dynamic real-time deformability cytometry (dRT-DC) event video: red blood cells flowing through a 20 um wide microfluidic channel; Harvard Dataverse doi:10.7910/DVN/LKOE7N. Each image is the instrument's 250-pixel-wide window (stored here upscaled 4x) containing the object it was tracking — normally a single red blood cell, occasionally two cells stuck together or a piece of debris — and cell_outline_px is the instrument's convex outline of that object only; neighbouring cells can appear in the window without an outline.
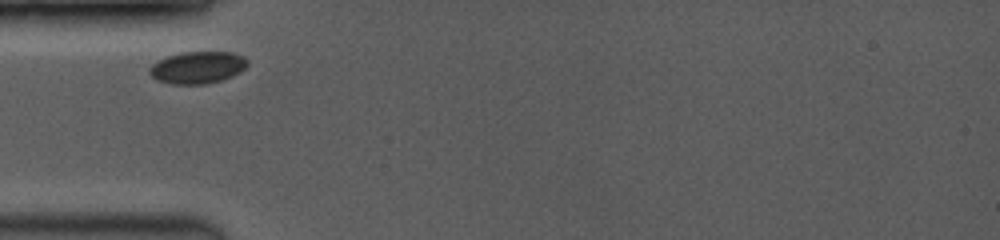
{"species": "common noctule bat (a hibernating species)", "species_latin": "Nyctalus noctula", "temperature_condition": "room temperature", "stored_images_in_passage": 3, "camera_frame_rate_fps": 3500, "um_per_image_px": 0.085, "animal": {"sex": "female", "body_mass_g": 19.0, "forearm_length_mm": 53.3}, "frame": {"image": 1, "passage_image": 1, "time_ms": 0.0, "image_size_px": [1000, 240], "cell_outline_px": [[248, 64], [240, 72], [232, 76], [208, 84], [172, 84], [156, 80], [148, 72], [148, 68], [152, 64], [168, 56], [180, 52], [232, 52], [244, 56], [248, 60]], "centroid_in_image_um": [16.79, 5.73], "position_along_channel_um": 68.2, "area_um2": 18.38}}
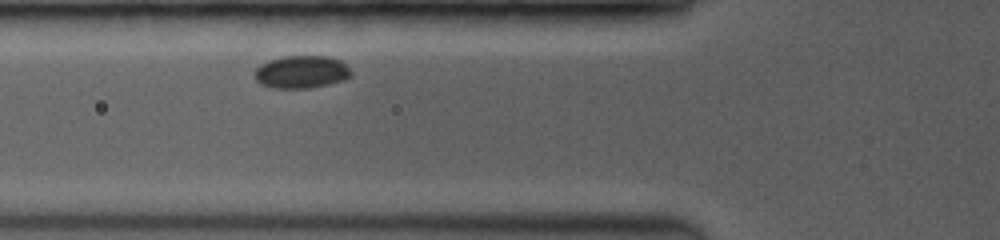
{"frame": {"image": 2, "passage_image": 3, "time_ms": 0.857, "image_size_px": [1000, 240], "cell_outline_px": [[352, 76], [344, 80], [328, 84], [308, 88], [276, 88], [260, 84], [256, 80], [256, 68], [260, 64], [268, 60], [284, 56], [328, 56], [340, 60], [352, 72]], "centroid_in_image_um": [25.63, 6.11], "position_along_channel_um": 100.2, "area_um2": 18.32}}